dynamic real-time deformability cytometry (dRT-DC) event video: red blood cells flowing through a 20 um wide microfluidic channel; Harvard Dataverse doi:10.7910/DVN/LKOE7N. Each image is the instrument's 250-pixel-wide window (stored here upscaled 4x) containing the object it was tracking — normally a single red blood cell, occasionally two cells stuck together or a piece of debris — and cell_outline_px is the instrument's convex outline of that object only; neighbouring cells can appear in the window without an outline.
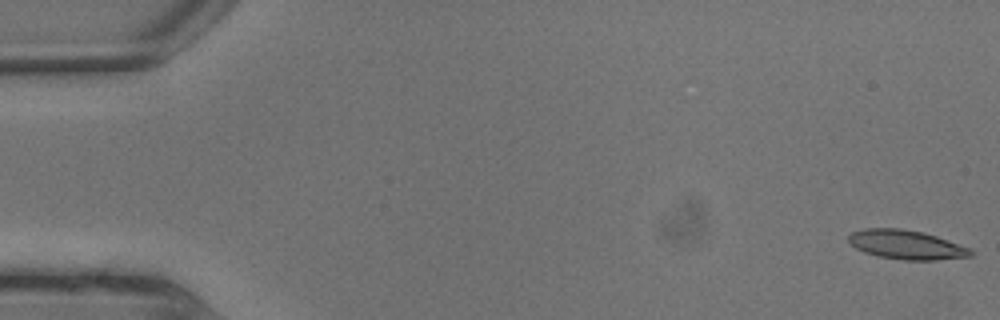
{"species": "common noctule bat (a hibernating species)", "species_latin": "Nyctalus noctula", "temperature_condition": "warm", "stored_images_in_passage": 5, "camera_frame_rate_fps": 3000, "um_per_image_px": 0.085, "animal": {"sex": "male", "body_mass_g": 13.3}, "frame": {"image": 1, "passage_image": 1, "time_ms": 0.0, "image_size_px": [1000, 320], "cell_outline_px": [[972, 256], [936, 260], [904, 260], [880, 256], [864, 252], [856, 248], [848, 240], [848, 236], [852, 232], [864, 228], [900, 228], [924, 232], [936, 236], [968, 248], [972, 252]], "centroid_in_image_um": [77.01, 20.79], "position_along_channel_um": 8.0, "area_um2": 20.52}}